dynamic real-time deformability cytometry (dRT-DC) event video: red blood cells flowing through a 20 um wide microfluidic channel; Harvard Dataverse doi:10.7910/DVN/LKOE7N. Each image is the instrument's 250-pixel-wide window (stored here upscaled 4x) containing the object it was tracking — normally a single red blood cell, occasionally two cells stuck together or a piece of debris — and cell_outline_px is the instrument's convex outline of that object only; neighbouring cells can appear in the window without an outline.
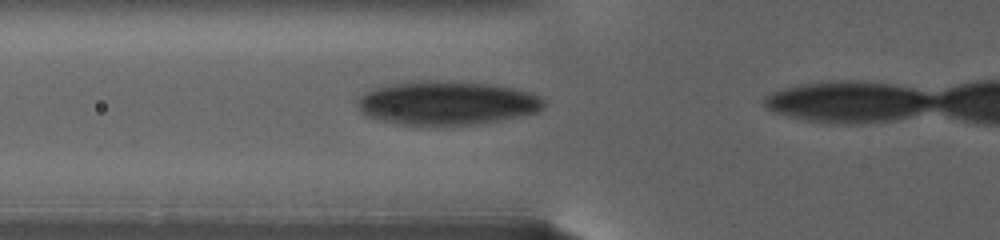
{"species": "human", "species_latin": "Homo sapiens", "temperature_condition": "warm", "stored_images_in_passage": 10, "camera_frame_rate_fps": 3000, "um_per_image_px": 0.085, "donor": {"sex": "female"}, "frame": {"image": 1, "passage_image": 9, "time_ms": 5.667, "image_size_px": [1000, 240], "cell_outline_px": [[544, 108], [536, 112], [520, 116], [476, 124], [404, 124], [380, 120], [368, 116], [360, 112], [356, 104], [356, 100], [364, 92], [372, 88], [392, 84], [488, 84], [516, 88], [532, 92], [540, 96], [544, 100]], "centroid_in_image_um": [38.01, 8.79], "position_along_channel_um": 87.8, "area_um2": 45.78}}